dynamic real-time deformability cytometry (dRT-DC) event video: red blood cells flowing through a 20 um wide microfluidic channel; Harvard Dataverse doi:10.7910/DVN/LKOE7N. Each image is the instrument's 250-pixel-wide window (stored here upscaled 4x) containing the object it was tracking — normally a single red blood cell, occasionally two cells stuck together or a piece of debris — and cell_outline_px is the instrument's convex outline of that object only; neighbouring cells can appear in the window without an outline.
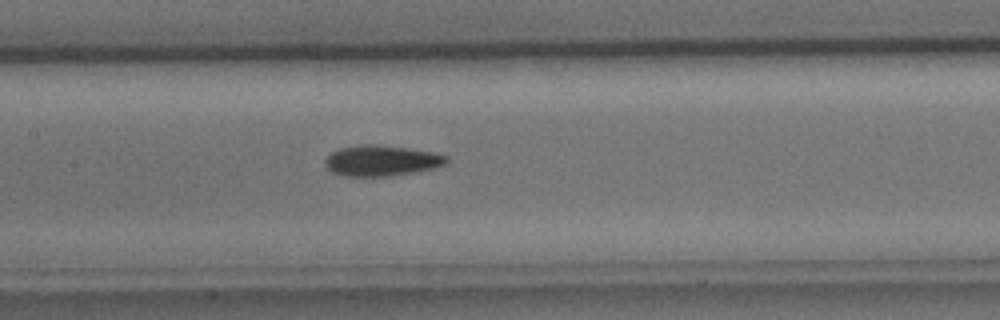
{"species": "common noctule bat (a hibernating species)", "species_latin": "Nyctalus noctula", "temperature_condition": "cold", "stored_images_in_passage": 7, "camera_frame_rate_fps": 3000, "um_per_image_px": 0.085, "animal": {"sex": "male", "body_mass_g": 15.6}, "frame": {"image": 1, "passage_image": 7, "time_ms": 8.0, "image_size_px": [1000, 320], "cell_outline_px": [[448, 160], [444, 164], [420, 172], [392, 176], [344, 176], [332, 172], [324, 164], [324, 160], [332, 152], [340, 148], [360, 144], [376, 144], [404, 148], [428, 152], [448, 156]], "centroid_in_image_um": [32.39, 13.67], "position_along_channel_um": 175.0, "area_um2": 21.62}}